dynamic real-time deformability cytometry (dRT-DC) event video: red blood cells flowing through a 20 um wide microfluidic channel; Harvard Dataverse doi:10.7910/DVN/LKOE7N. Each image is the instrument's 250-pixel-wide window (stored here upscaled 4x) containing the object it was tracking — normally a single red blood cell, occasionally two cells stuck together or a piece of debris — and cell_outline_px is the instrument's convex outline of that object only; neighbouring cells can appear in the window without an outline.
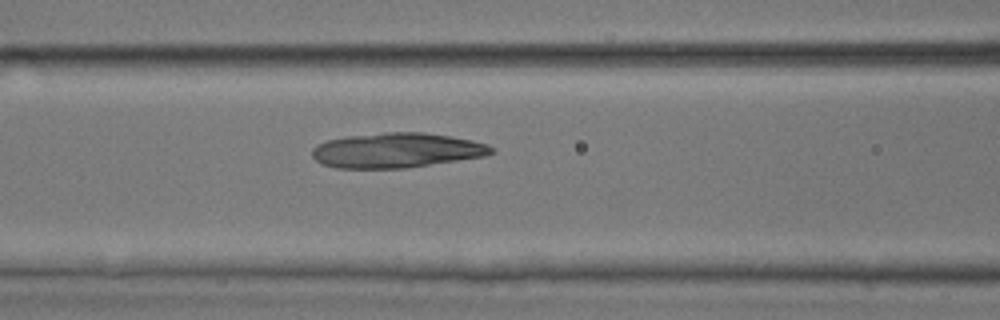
{"species": "common noctule bat (a hibernating species)", "species_latin": "Nyctalus noctula", "temperature_condition": "room temperature", "stored_images_in_passage": 44, "camera_frame_rate_fps": 3000, "um_per_image_px": 0.085, "animal": {"sex": "male", "body_mass_g": 17.9, "forearm_length_mm": 54.2}, "frame": {"image": 1, "passage_image": 19, "time_ms": 6.0, "image_size_px": [1000, 320], "cell_outline_px": [[496, 152], [484, 156], [404, 168], [336, 168], [320, 164], [312, 156], [312, 148], [316, 144], [328, 140], [348, 136], [384, 132], [424, 132], [472, 140], [488, 144]], "centroid_in_image_um": [33.68, 12.77], "position_along_channel_um": 132.9, "area_um2": 36.36}}
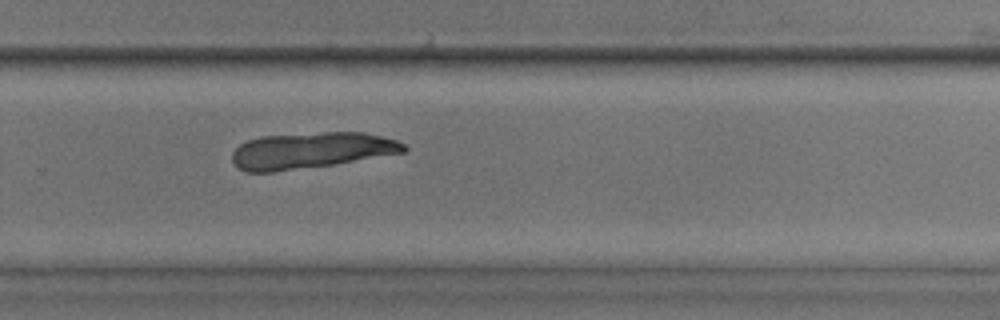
{"frame": {"image": 2, "passage_image": 30, "time_ms": 9.667, "image_size_px": [1000, 320], "cell_outline_px": [[408, 148], [404, 152], [332, 164], [272, 172], [244, 172], [232, 160], [232, 152], [240, 144], [248, 140], [260, 136], [324, 132], [364, 132], [396, 140], [404, 144]], "centroid_in_image_um": [26.41, 12.78], "position_along_channel_um": 303.4, "area_um2": 35.84}}
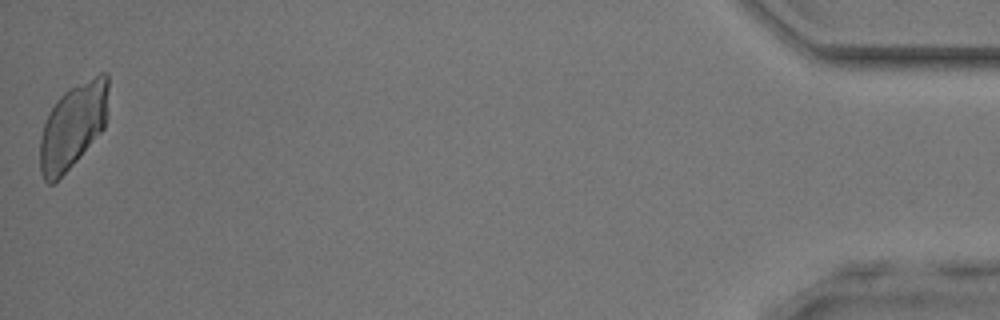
{"frame": {"image": 3, "passage_image": 44, "time_ms": 14.333, "image_size_px": [1000, 320], "cell_outline_px": [[108, 116], [104, 128], [80, 156], [52, 184], [48, 184], [44, 180], [40, 172], [40, 136], [44, 124], [56, 100], [68, 88], [100, 72], [108, 72]], "centroid_in_image_um": [6.23, 10.64], "position_along_channel_um": 429.0, "area_um2": 33.93}}